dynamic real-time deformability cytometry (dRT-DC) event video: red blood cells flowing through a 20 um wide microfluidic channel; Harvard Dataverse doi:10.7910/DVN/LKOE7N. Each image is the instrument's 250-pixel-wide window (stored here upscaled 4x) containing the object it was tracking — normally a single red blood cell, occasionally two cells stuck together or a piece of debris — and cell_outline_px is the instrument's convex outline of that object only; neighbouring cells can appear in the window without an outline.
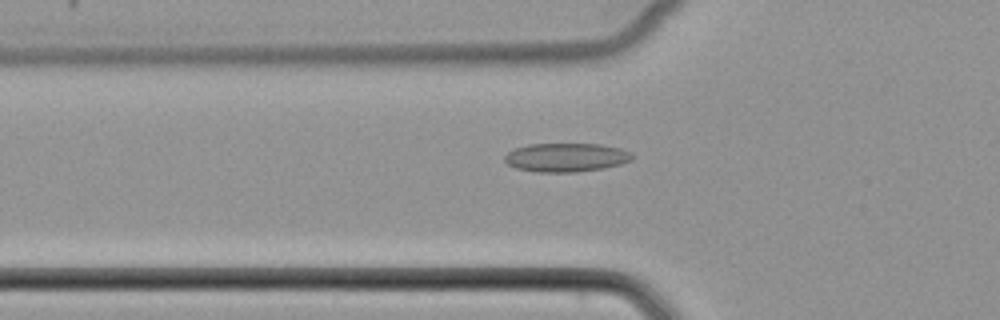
{"species": "common noctule bat (a hibernating species)", "species_latin": "Nyctalus noctula", "temperature_condition": "cold", "stored_images_in_passage": 47, "camera_frame_rate_fps": 3000, "um_per_image_px": 0.085, "animal": {"sex": "female", "body_mass_g": 22.7, "forearm_length_mm": 54.2}, "frame": {"image": 1, "passage_image": 14, "time_ms": 4.333, "image_size_px": [1000, 320], "cell_outline_px": [[636, 156], [632, 160], [620, 164], [604, 168], [576, 172], [536, 172], [516, 168], [508, 164], [504, 160], [504, 156], [508, 152], [516, 148], [528, 144], [600, 144], [620, 148], [632, 152]], "centroid_in_image_um": [48.15, 13.38], "position_along_channel_um": 77.6, "area_um2": 21.5}}
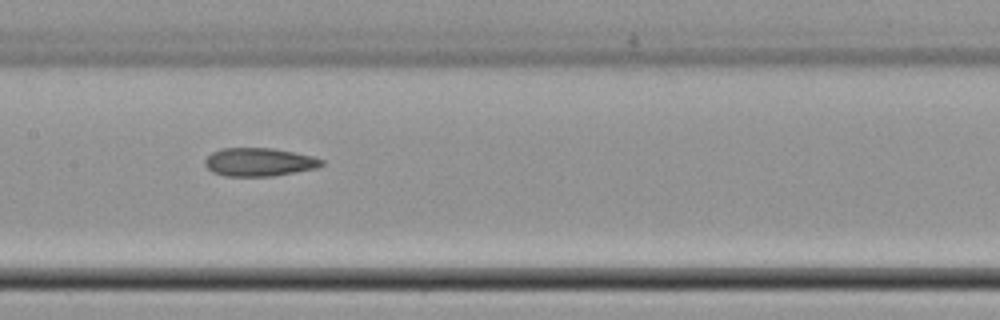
{"frame": {"image": 2, "passage_image": 22, "time_ms": 7.0, "image_size_px": [1000, 320], "cell_outline_px": [[324, 164], [316, 168], [296, 172], [272, 176], [224, 176], [212, 172], [204, 164], [204, 160], [212, 152], [220, 148], [272, 148], [312, 156], [324, 160]], "centroid_in_image_um": [22.0, 13.77], "position_along_channel_um": 185.4, "area_um2": 19.25}}
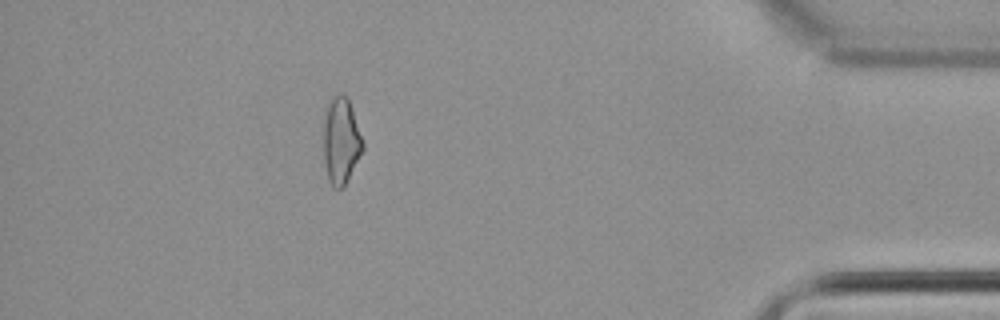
{"frame": {"image": 3, "passage_image": 42, "time_ms": 13.667, "image_size_px": [1000, 320], "cell_outline_px": [[364, 148], [344, 188], [332, 188], [328, 180], [324, 160], [324, 124], [328, 104], [336, 96], [344, 96], [348, 100], [352, 108], [364, 144]], "centroid_in_image_um": [29.0, 12.06], "position_along_channel_um": 406.2, "area_um2": 19.42}}